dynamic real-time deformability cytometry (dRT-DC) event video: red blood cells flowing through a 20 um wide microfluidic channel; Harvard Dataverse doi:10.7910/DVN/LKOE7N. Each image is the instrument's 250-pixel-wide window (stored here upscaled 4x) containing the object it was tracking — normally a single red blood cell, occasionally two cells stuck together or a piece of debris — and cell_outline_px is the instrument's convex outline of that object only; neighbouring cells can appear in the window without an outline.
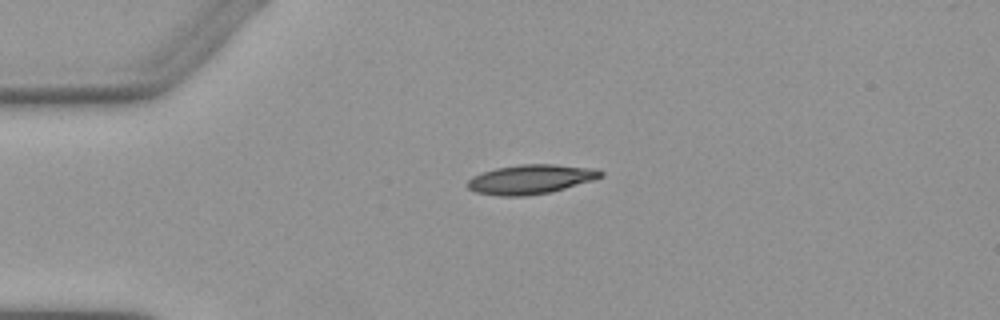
{"species": "Egyptian fruit bat (a non-hibernating species)", "species_latin": "Rousettus aegyptiacus", "temperature_condition": "warm", "stored_images_in_passage": 2, "camera_frame_rate_fps": 3000, "um_per_image_px": 0.085, "animal": {"sex": "female"}, "frame": {"image": 1, "passage_image": 2, "time_ms": 1.333, "image_size_px": [1000, 320], "cell_outline_px": [[604, 176], [592, 180], [552, 192], [524, 196], [500, 196], [476, 192], [468, 188], [468, 180], [472, 176], [496, 168], [520, 164], [556, 164], [596, 168], [604, 172]], "centroid_in_image_um": [45.14, 15.23], "position_along_channel_um": 39.9, "area_um2": 22.83}}